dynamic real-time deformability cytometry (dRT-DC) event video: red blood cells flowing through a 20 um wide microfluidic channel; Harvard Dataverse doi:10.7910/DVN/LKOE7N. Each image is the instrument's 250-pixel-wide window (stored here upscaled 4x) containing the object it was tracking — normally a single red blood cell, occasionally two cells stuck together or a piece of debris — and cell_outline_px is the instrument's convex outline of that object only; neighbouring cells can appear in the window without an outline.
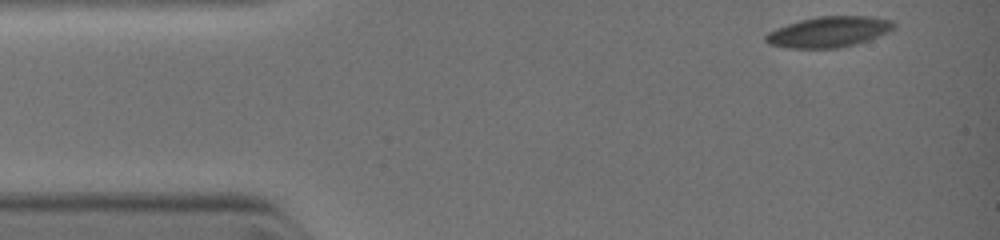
{"species": "common noctule bat (a hibernating species)", "species_latin": "Nyctalus noctula", "temperature_condition": "warm", "stored_images_in_passage": 10, "camera_frame_rate_fps": 3000, "um_per_image_px": 0.085, "animal": {"sex": "female", "body_mass_g": 19.0, "forearm_length_mm": 51.5}, "frame": {"image": 1, "passage_image": 1, "time_ms": 0.0, "image_size_px": [1000, 240], "cell_outline_px": [[896, 28], [888, 32], [868, 40], [856, 44], [836, 48], [788, 48], [768, 44], [764, 40], [764, 36], [768, 32], [776, 28], [800, 20], [816, 16], [872, 16], [892, 20], [896, 24]], "centroid_in_image_um": [70.46, 2.7], "position_along_channel_um": 14.5, "area_um2": 23.06}}
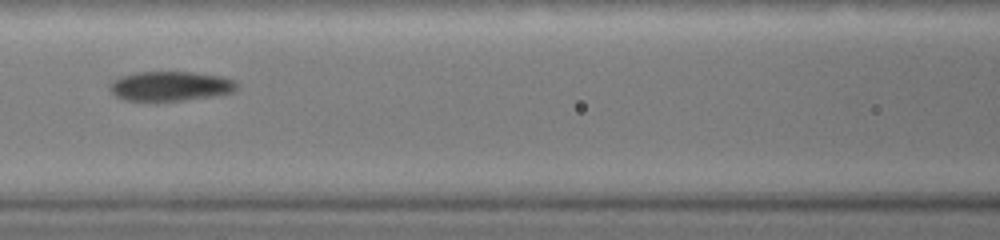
{"frame": {"image": 2, "passage_image": 8, "time_ms": 4.333, "image_size_px": [1000, 240], "cell_outline_px": [[240, 84], [232, 92], [212, 96], [156, 104], [124, 100], [116, 96], [108, 88], [108, 84], [112, 80], [120, 76], [136, 72], [192, 72], [220, 76], [236, 80]], "centroid_in_image_um": [14.42, 7.35], "position_along_channel_um": 152.2, "area_um2": 22.77}}
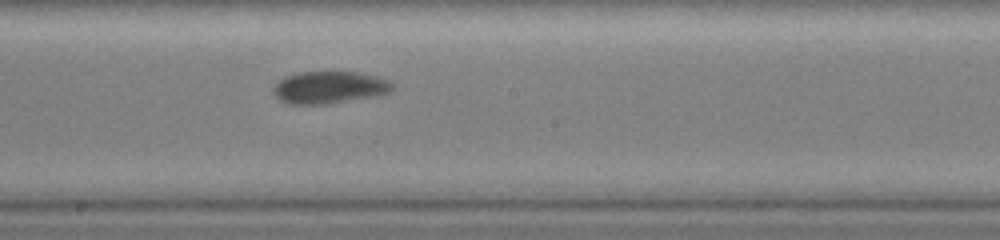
{"frame": {"image": 3, "passage_image": 10, "time_ms": 5.667, "image_size_px": [1000, 240], "cell_outline_px": [[396, 88], [388, 92], [328, 104], [288, 104], [280, 100], [272, 92], [272, 88], [280, 80], [296, 72], [356, 72], [376, 76], [388, 80], [396, 84]], "centroid_in_image_um": [27.97, 7.42], "position_along_channel_um": 220.2, "area_um2": 22.14}}